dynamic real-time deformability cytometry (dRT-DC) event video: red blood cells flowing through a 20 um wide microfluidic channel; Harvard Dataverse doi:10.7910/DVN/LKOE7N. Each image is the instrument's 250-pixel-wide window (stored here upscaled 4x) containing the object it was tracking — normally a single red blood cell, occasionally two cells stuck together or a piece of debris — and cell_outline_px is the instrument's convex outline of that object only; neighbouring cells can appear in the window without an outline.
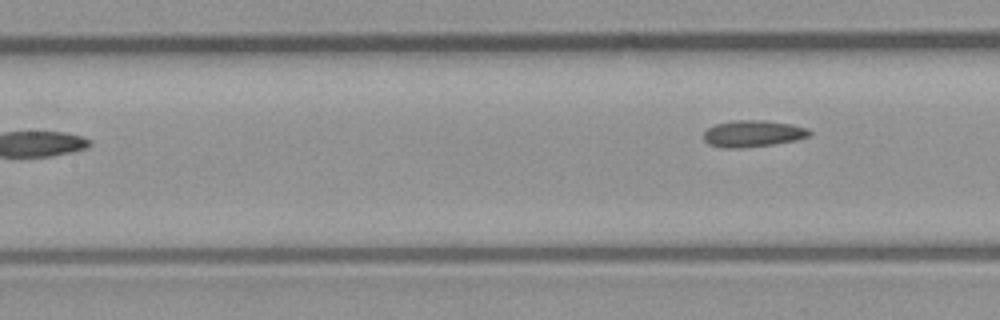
{"species": "common noctule bat (a hibernating species)", "species_latin": "Nyctalus noctula", "temperature_condition": "room temperature", "stored_images_in_passage": 6, "camera_frame_rate_fps": 3000, "um_per_image_px": 0.085, "animal": {"sex": "male", "body_mass_g": 23.1, "forearm_length_mm": 52.7}, "frame": {"image": 1, "passage_image": 6, "time_ms": 5.667, "image_size_px": [1000, 320], "cell_outline_px": [[812, 136], [796, 140], [772, 144], [740, 148], [724, 148], [708, 144], [704, 140], [704, 132], [708, 128], [716, 124], [732, 120], [764, 120], [792, 124], [808, 128], [812, 132]], "centroid_in_image_um": [64.02, 11.35], "position_along_channel_um": 143.4, "area_um2": 16.53}}